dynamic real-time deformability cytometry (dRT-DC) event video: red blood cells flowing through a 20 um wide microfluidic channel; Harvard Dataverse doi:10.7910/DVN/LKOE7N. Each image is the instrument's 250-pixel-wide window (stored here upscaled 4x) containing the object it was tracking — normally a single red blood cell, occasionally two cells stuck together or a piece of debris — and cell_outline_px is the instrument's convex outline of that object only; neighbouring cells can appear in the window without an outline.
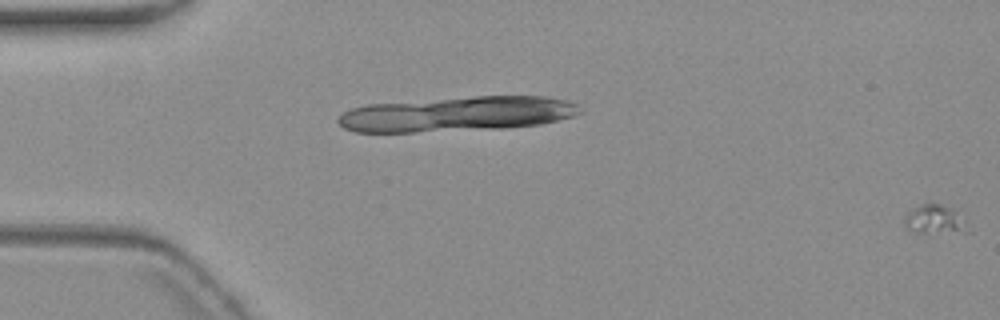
{"species": "common noctule bat (a hibernating species)", "species_latin": "Nyctalus noctula", "temperature_condition": "warm", "stored_images_in_passage": 2, "camera_frame_rate_fps": 3000, "um_per_image_px": 0.085, "animal": {"sex": "female", "body_mass_g": 19.3, "forearm_length_mm": 54.1}, "frame": {"image": 1, "passage_image": 2, "time_ms": 1.333, "image_size_px": [1000, 320], "cell_outline_px": [[972, 232], [928, 236], [916, 232], [908, 228], [904, 224], [904, 216], [908, 212], [920, 204], [940, 204], [952, 208], [968, 220]], "centroid_in_image_um": [79.57, 18.74], "position_along_channel_um": 5.4, "area_um2": 11.68}}